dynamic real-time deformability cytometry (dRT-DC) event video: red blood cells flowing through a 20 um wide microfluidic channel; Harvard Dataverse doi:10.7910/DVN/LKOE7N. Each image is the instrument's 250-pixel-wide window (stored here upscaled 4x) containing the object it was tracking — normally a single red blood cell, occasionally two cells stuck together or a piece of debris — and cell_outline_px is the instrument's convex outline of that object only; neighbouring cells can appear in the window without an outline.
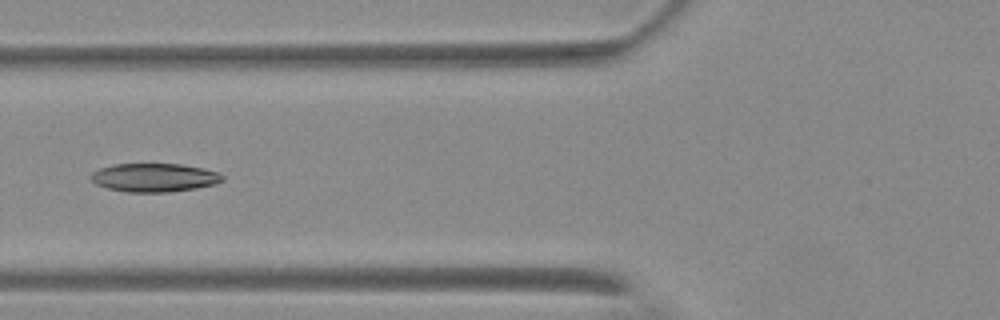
{"species": "Egyptian fruit bat (a non-hibernating species)", "species_latin": "Rousettus aegyptiacus", "temperature_condition": "warm", "stored_images_in_passage": 8, "camera_frame_rate_fps": 3000, "um_per_image_px": 0.085, "animal": {"sex": "female"}, "frame": {"image": 1, "passage_image": 6, "time_ms": 6.333, "image_size_px": [1000, 320], "cell_outline_px": [[224, 180], [216, 184], [196, 188], [168, 192], [128, 192], [108, 188], [96, 184], [88, 176], [92, 172], [100, 168], [112, 164], [180, 164], [220, 172], [224, 176]], "centroid_in_image_um": [13.11, 15.09], "position_along_channel_um": 112.7, "area_um2": 21.91}}
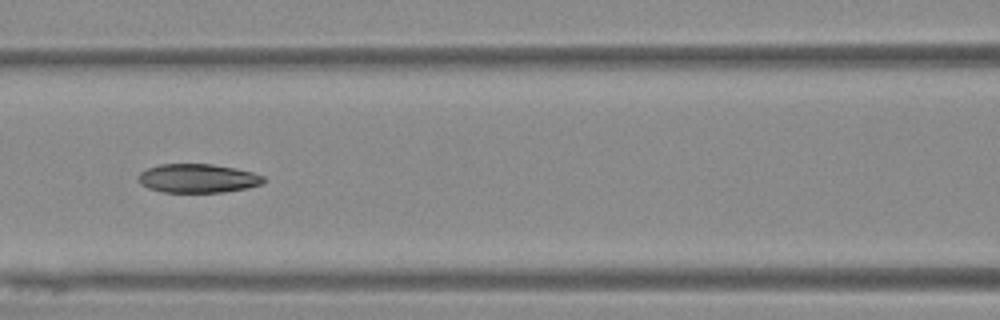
{"frame": {"image": 2, "passage_image": 7, "time_ms": 7.333, "image_size_px": [1000, 320], "cell_outline_px": [[264, 180], [260, 184], [244, 188], [224, 192], [164, 192], [148, 188], [140, 184], [140, 172], [148, 168], [160, 164], [212, 164], [236, 168], [252, 172], [264, 176]], "centroid_in_image_um": [16.8, 15.15], "position_along_channel_um": 149.8, "area_um2": 20.81}}
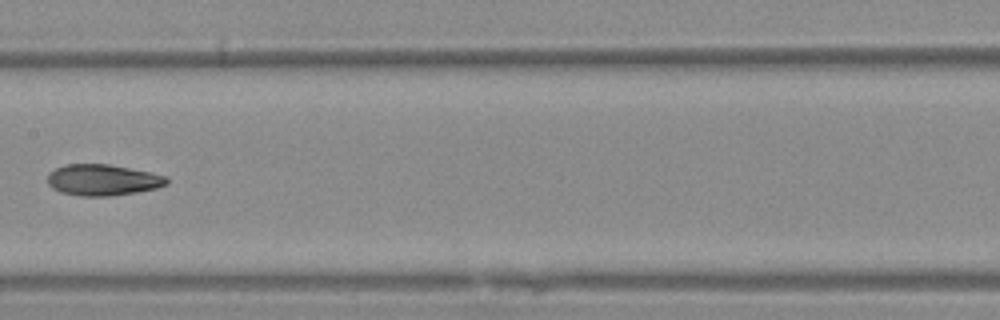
{"frame": {"image": 3, "passage_image": 8, "time_ms": 8.667, "image_size_px": [1000, 320], "cell_outline_px": [[168, 184], [156, 188], [136, 192], [108, 196], [80, 196], [60, 192], [52, 188], [48, 184], [48, 172], [56, 168], [68, 164], [108, 164], [152, 172], [164, 176], [168, 180]], "centroid_in_image_um": [8.71, 15.29], "position_along_channel_um": 198.7, "area_um2": 21.62}}